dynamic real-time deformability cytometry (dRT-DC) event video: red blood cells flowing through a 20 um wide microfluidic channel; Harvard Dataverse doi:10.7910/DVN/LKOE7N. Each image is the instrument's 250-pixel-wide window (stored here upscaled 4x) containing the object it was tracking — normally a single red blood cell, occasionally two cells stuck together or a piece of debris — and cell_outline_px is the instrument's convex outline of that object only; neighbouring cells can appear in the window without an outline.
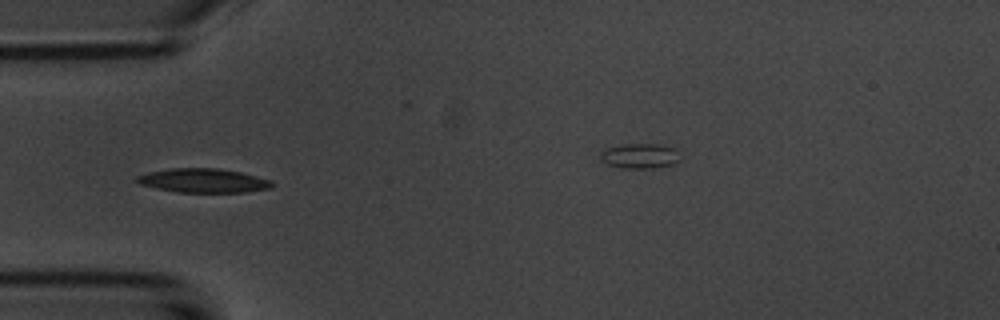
{"species": "common noctule bat (a hibernating species)", "species_latin": "Nyctalus noctula", "temperature_condition": "room temperature", "stored_images_in_passage": 8, "camera_frame_rate_fps": 3000, "um_per_image_px": 0.085, "animal": {"sex": "male", "body_mass_g": 20.1, "forearm_length_mm": 53.5}, "frame": {"image": 1, "passage_image": 3, "time_ms": 2.0, "image_size_px": [1000, 320], "cell_outline_px": [[276, 184], [272, 188], [244, 192], [176, 192], [156, 188], [140, 184], [136, 180], [136, 176], [148, 172], [168, 168], [220, 168], [240, 172], [272, 180]], "centroid_in_image_um": [17.3, 15.34], "position_along_channel_um": 67.7, "area_um2": 19.07}}
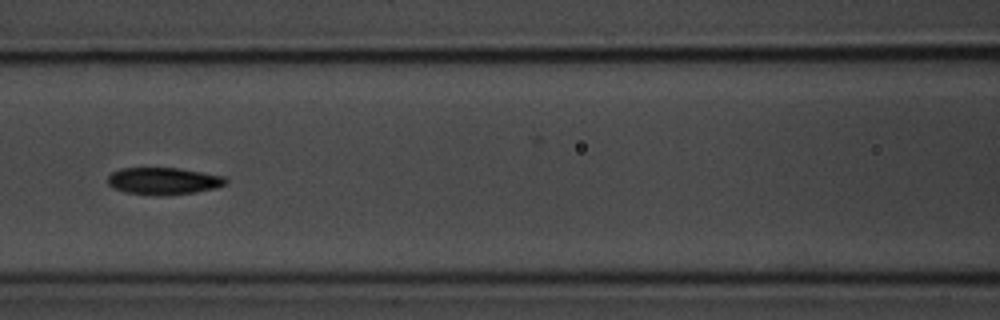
{"frame": {"image": 2, "passage_image": 5, "time_ms": 4.333, "image_size_px": [1000, 320], "cell_outline_px": [[228, 184], [216, 188], [196, 192], [168, 196], [124, 192], [112, 188], [108, 184], [108, 176], [112, 172], [120, 168], [180, 168], [224, 176], [228, 180]], "centroid_in_image_um": [13.92, 15.39], "position_along_channel_um": 152.7, "area_um2": 18.84}}
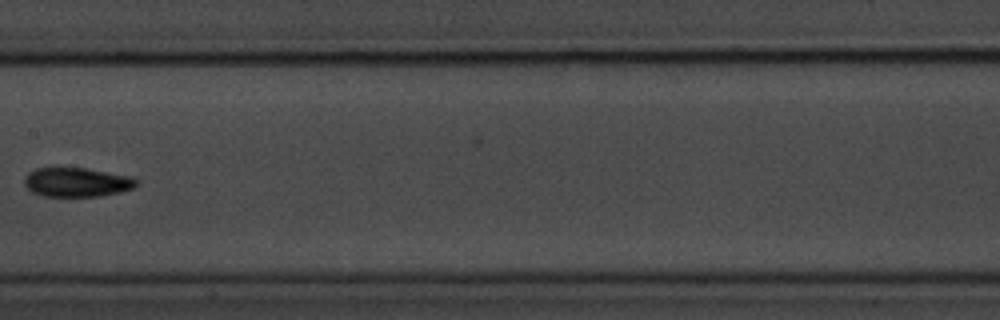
{"frame": {"image": 3, "passage_image": 6, "time_ms": 5.667, "image_size_px": [1000, 320], "cell_outline_px": [[136, 184], [132, 188], [120, 192], [100, 196], [40, 196], [32, 192], [24, 184], [24, 176], [28, 172], [36, 168], [88, 168], [132, 176], [136, 180]], "centroid_in_image_um": [6.5, 15.48], "position_along_channel_um": 200.9, "area_um2": 19.13}}